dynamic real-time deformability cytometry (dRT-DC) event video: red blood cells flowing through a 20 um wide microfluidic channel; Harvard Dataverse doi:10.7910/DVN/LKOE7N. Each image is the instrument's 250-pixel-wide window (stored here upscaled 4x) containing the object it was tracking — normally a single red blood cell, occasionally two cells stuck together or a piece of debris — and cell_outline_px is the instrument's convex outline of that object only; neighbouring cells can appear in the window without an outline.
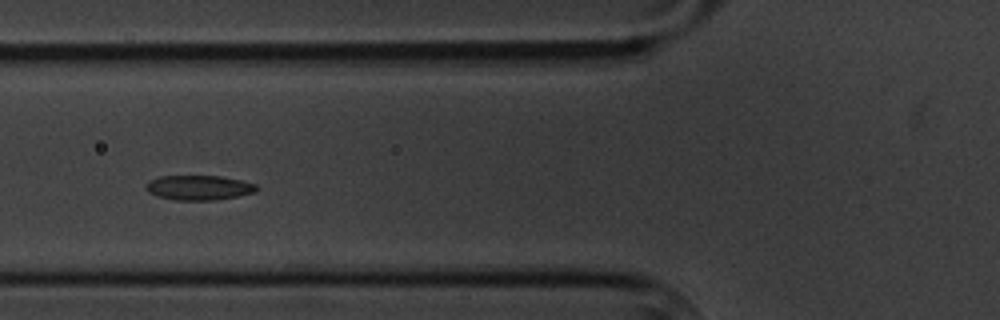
{"species": "common noctule bat (a hibernating species)", "species_latin": "Nyctalus noctula", "temperature_condition": "cold", "stored_images_in_passage": 15, "camera_frame_rate_fps": 3000, "um_per_image_px": 0.085, "animal": {"sex": "male", "body_mass_g": 20.1, "forearm_length_mm": 53.5}, "frame": {"image": 1, "passage_image": 5, "time_ms": 5.333, "image_size_px": [1000, 320], "cell_outline_px": [[256, 192], [216, 200], [176, 200], [156, 196], [148, 192], [144, 188], [148, 180], [160, 176], [220, 176], [240, 180], [256, 184]], "centroid_in_image_um": [16.85, 15.95], "position_along_channel_um": 109.0, "area_um2": 15.95}}
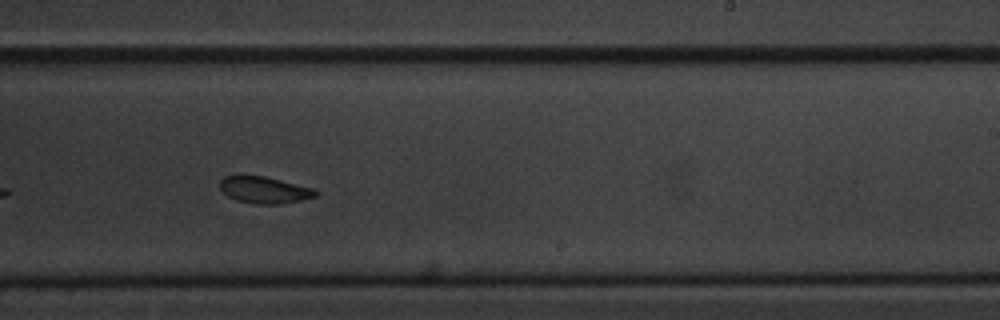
{"frame": {"image": 2, "passage_image": 9, "time_ms": 10.0, "image_size_px": [1000, 320], "cell_outline_px": [[316, 196], [300, 200], [280, 204], [256, 204], [236, 200], [228, 196], [220, 188], [220, 180], [224, 176], [240, 172], [264, 176], [316, 188]], "centroid_in_image_um": [22.42, 16.1], "position_along_channel_um": 266.6, "area_um2": 15.37}}
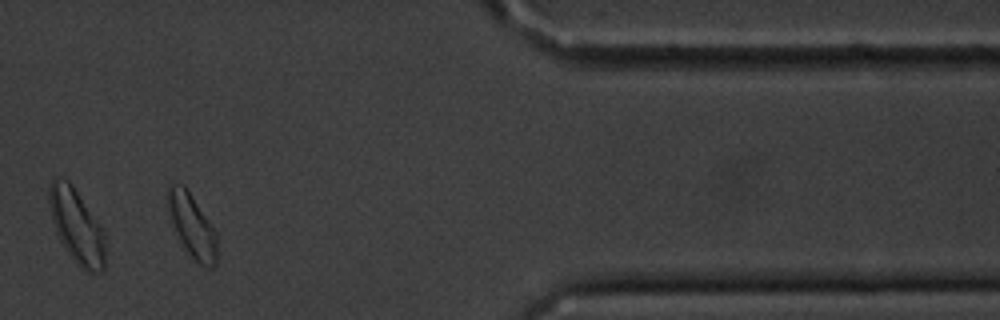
{"frame": {"image": 3, "passage_image": 13, "time_ms": 14.667, "image_size_px": [1000, 320], "cell_outline_px": [[216, 264], [212, 268], [208, 268], [192, 264], [176, 240], [168, 220], [168, 188], [172, 184], [184, 184], [216, 232]], "centroid_in_image_um": [16.27, 19.32], "position_along_channel_um": 395.1, "area_um2": 19.19}, "authors_computed_cell_mechanics": {"area_um2": 16.3574, "velocity_mm_per_s": 3.3786, "shape_relaxation_time_tau1_ms": 3.2301, "shape_relaxation_time_tau2_ms": 3.0964, "deformation_change_tau1": 0.0905, "deformation_change_tau2": 0.0726}}